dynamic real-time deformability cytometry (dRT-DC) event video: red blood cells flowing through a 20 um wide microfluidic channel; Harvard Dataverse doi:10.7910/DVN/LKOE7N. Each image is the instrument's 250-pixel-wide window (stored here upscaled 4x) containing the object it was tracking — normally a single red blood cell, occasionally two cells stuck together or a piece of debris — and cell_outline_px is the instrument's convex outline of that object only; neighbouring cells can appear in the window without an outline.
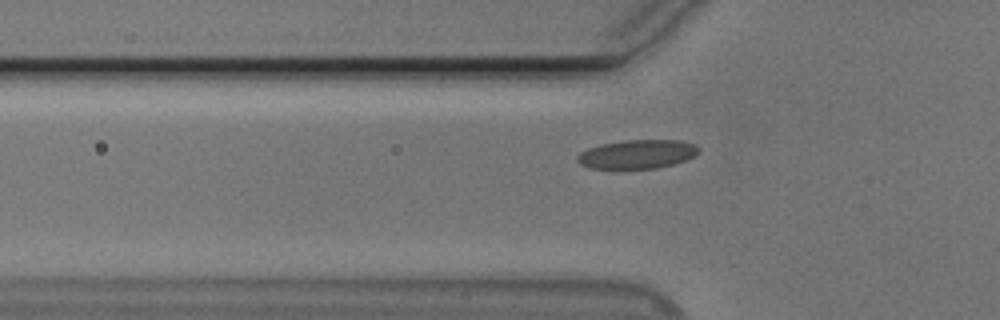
{"species": "Egyptian fruit bat (a non-hibernating species)", "species_latin": "Rousettus aegyptiacus", "temperature_condition": "cold", "stored_images_in_passage": 41, "camera_frame_rate_fps": 3000, "um_per_image_px": 0.085, "animal": {"sex": "male"}, "frame": {"image": 1, "passage_image": 8, "time_ms": 2.333, "image_size_px": [1000, 320], "cell_outline_px": [[700, 152], [684, 160], [672, 164], [656, 168], [592, 168], [580, 164], [576, 160], [576, 156], [580, 152], [588, 148], [600, 144], [624, 140], [680, 140], [696, 144], [700, 148]], "centroid_in_image_um": [54.16, 13.09], "position_along_channel_um": 71.6, "area_um2": 20.35}}
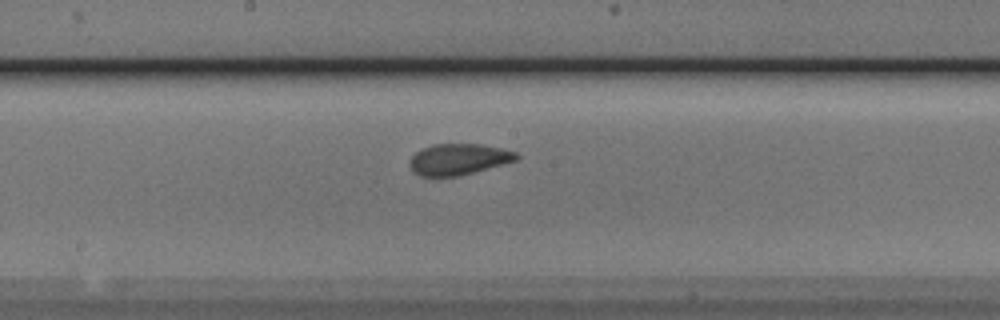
{"frame": {"image": 2, "passage_image": 19, "time_ms": 6.0, "image_size_px": [1000, 320], "cell_outline_px": [[520, 156], [516, 160], [460, 176], [420, 176], [412, 172], [408, 164], [412, 156], [420, 148], [432, 144], [480, 144], [504, 148], [516, 152]], "centroid_in_image_um": [38.94, 13.53], "position_along_channel_um": 209.3, "area_um2": 19.54}}
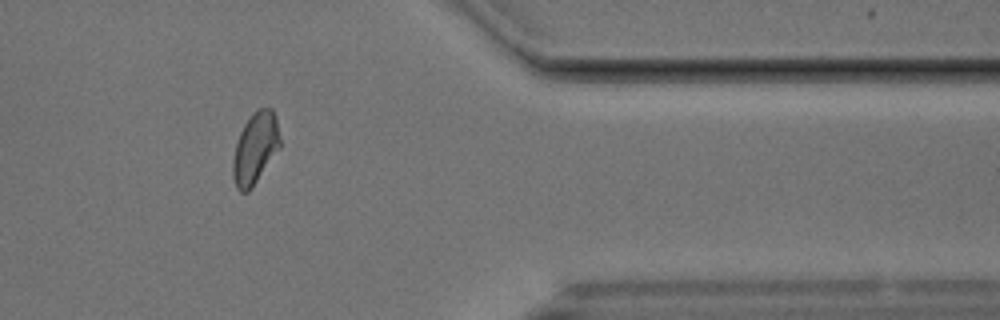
{"frame": {"image": 3, "passage_image": 35, "time_ms": 11.333, "image_size_px": [1000, 320], "cell_outline_px": [[280, 148], [252, 188], [248, 192], [240, 192], [236, 188], [232, 176], [232, 160], [236, 144], [240, 132], [244, 124], [252, 112], [260, 108], [272, 108], [276, 116], [280, 140]], "centroid_in_image_um": [21.69, 12.61], "position_along_channel_um": 389.7, "area_um2": 19.77}}